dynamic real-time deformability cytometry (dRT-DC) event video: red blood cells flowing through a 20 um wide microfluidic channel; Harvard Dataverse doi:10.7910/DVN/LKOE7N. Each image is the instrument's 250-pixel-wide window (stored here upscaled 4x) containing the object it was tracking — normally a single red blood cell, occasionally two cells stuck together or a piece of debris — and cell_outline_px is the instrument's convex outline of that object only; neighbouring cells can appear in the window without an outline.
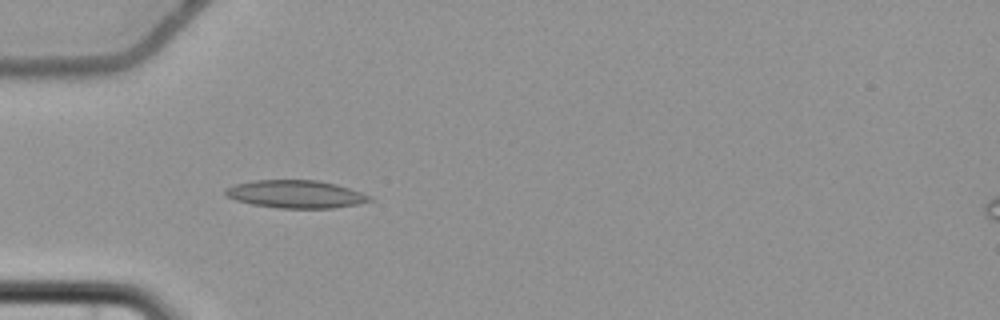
{"species": "common noctule bat (a hibernating species)", "species_latin": "Nyctalus noctula", "temperature_condition": "cold", "stored_images_in_passage": 5, "camera_frame_rate_fps": 3000, "um_per_image_px": 0.085, "animal": {"sex": "female", "body_mass_g": 22.7, "forearm_length_mm": 54.2}, "frame": {"image": 1, "passage_image": 3, "time_ms": 3.0, "image_size_px": [1000, 320], "cell_outline_px": [[372, 200], [356, 204], [332, 208], [280, 208], [252, 204], [236, 200], [224, 196], [224, 188], [236, 184], [256, 180], [320, 180], [336, 184], [372, 196]], "centroid_in_image_um": [25.1, 16.5], "position_along_channel_um": 59.9, "area_um2": 23.29}}
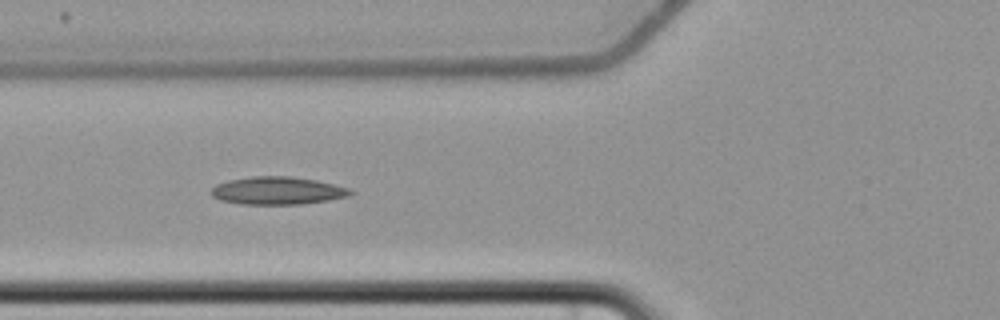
{"frame": {"image": 2, "passage_image": 4, "time_ms": 4.333, "image_size_px": [1000, 320], "cell_outline_px": [[356, 192], [348, 196], [328, 200], [300, 204], [240, 204], [220, 200], [212, 196], [208, 192], [216, 184], [228, 180], [252, 176], [288, 176], [316, 180], [348, 188]], "centroid_in_image_um": [23.54, 16.2], "position_along_channel_um": 102.3, "area_um2": 22.54}}
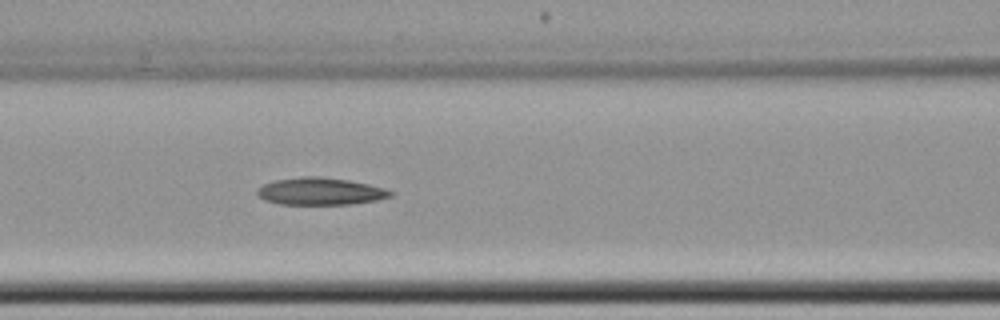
{"frame": {"image": 3, "passage_image": 5, "time_ms": 5.333, "image_size_px": [1000, 320], "cell_outline_px": [[396, 192], [392, 196], [376, 200], [352, 204], [280, 204], [264, 200], [256, 192], [264, 184], [276, 180], [300, 176], [316, 176], [348, 180], [368, 184], [384, 188]], "centroid_in_image_um": [27.26, 16.26], "position_along_channel_um": 139.3, "area_um2": 21.04}}